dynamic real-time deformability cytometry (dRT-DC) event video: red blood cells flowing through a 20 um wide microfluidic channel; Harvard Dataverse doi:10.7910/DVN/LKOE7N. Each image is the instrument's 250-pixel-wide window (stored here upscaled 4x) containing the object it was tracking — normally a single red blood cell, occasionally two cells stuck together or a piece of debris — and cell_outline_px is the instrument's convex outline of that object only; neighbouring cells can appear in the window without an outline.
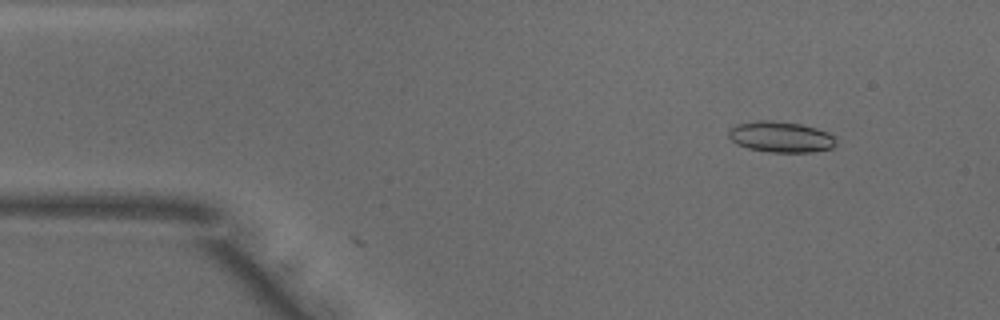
{"species": "common noctule bat (a hibernating species)", "species_latin": "Nyctalus noctula", "temperature_condition": "warm", "stored_images_in_passage": 3, "camera_frame_rate_fps": 3000, "um_per_image_px": 0.085, "animal": {"sex": "male", "body_mass_g": 18.8}, "frame": {"image": 1, "passage_image": 1, "time_ms": 0.0, "image_size_px": [1000, 320], "cell_outline_px": [[836, 144], [832, 148], [812, 152], [768, 152], [748, 148], [736, 144], [728, 136], [728, 128], [736, 124], [756, 120], [772, 120], [800, 124], [816, 128], [828, 132], [836, 136]], "centroid_in_image_um": [66.36, 11.63], "position_along_channel_um": 18.6, "area_um2": 19.59}}